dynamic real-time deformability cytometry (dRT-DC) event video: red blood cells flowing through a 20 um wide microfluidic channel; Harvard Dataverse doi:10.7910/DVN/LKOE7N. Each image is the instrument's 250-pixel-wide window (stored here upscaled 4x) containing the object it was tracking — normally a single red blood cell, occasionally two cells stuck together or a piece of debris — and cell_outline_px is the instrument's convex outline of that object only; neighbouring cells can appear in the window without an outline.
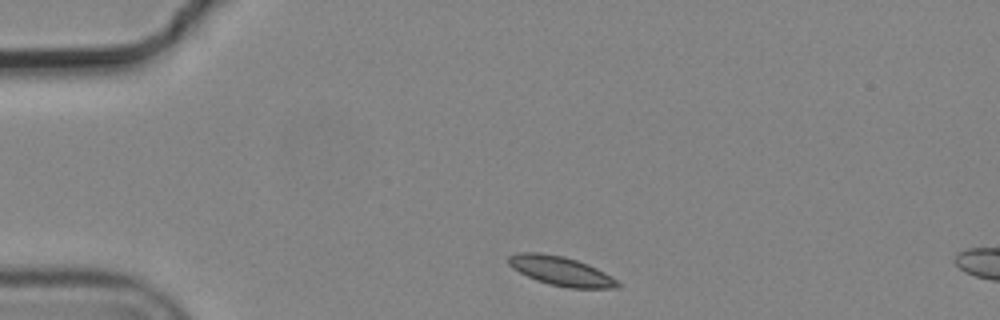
{"species": "common noctule bat (a hibernating species)", "species_latin": "Nyctalus noctula", "temperature_condition": "cold", "stored_images_in_passage": 2, "camera_frame_rate_fps": 3000, "um_per_image_px": 0.085, "animal": {"sex": "male", "body_mass_g": 19.2, "forearm_length_mm": 51.8}, "frame": {"image": 1, "passage_image": 1, "time_ms": 0.0, "image_size_px": [1000, 320], "cell_outline_px": [[620, 284], [616, 288], [568, 288], [548, 284], [536, 280], [512, 268], [508, 264], [508, 256], [516, 252], [540, 252], [564, 256], [588, 264], [604, 272], [616, 280]], "centroid_in_image_um": [47.63, 23.02], "position_along_channel_um": 37.4, "area_um2": 18.55}}